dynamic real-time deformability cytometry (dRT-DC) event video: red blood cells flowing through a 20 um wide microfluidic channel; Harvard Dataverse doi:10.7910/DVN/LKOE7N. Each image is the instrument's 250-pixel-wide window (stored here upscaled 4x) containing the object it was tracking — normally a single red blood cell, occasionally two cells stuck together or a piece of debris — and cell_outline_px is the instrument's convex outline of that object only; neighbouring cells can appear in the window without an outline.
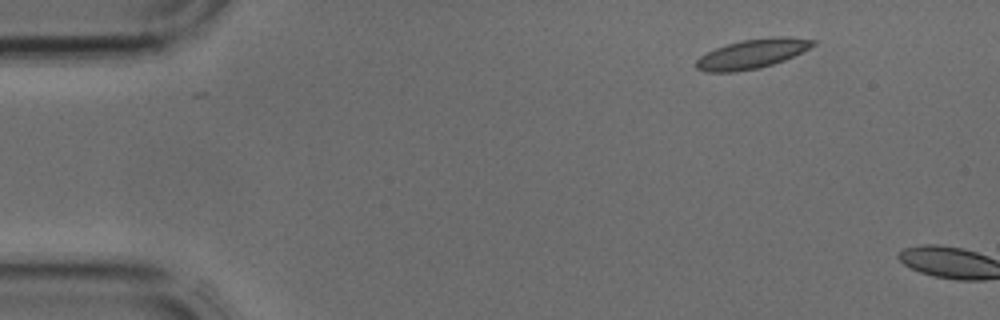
{"species": "common noctule bat (a hibernating species)", "species_latin": "Nyctalus noctula", "temperature_condition": "cold", "stored_images_in_passage": 5, "segment_of_instrument_passage": [2, 2], "camera_frame_rate_fps": 3000, "um_per_image_px": 0.085, "animal": {"sex": "male", "body_mass_g": 17.9, "forearm_length_mm": 54.2}, "frame": {"image": 1, "passage_image": 5, "time_ms": 1.333, "image_size_px": [1000, 320], "cell_outline_px": [[816, 44], [784, 60], [760, 68], [736, 72], [704, 72], [696, 68], [696, 60], [700, 56], [716, 48], [740, 40], [768, 36], [788, 36], [816, 40]], "centroid_in_image_um": [63.92, 4.56], "position_along_channel_um": 21.1, "area_um2": 20.06}}